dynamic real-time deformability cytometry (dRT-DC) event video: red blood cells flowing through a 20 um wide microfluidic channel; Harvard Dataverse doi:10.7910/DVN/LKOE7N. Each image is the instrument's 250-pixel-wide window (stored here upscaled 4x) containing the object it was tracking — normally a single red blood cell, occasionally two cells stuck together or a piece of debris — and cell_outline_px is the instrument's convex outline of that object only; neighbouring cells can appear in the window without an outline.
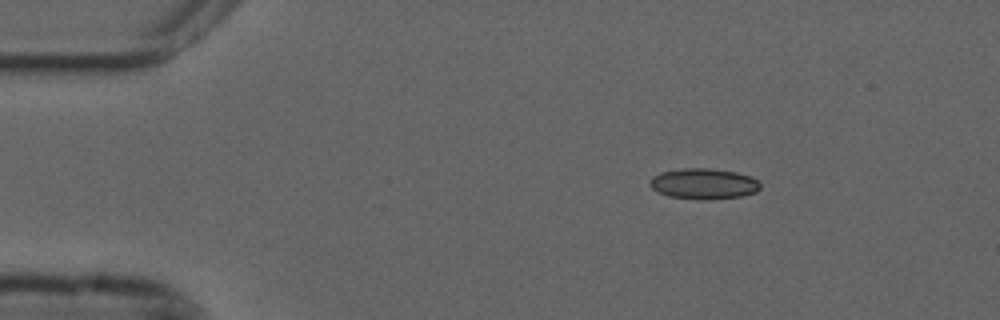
{"species": "common noctule bat (a hibernating species)", "species_latin": "Nyctalus noctula", "temperature_condition": "cold", "stored_images_in_passage": 47, "camera_frame_rate_fps": 3000, "um_per_image_px": 0.085, "animal": {"sex": "male", "forearm_length_mm": 52.5}, "frame": {"image": 1, "passage_image": 1, "time_ms": 0.0, "image_size_px": [1000, 320], "cell_outline_px": [[760, 188], [756, 192], [740, 196], [708, 200], [696, 200], [668, 196], [652, 188], [652, 176], [660, 172], [684, 168], [708, 168], [736, 172], [752, 176], [760, 184]], "centroid_in_image_um": [59.84, 15.62], "position_along_channel_um": 25.2, "area_um2": 19.71}}
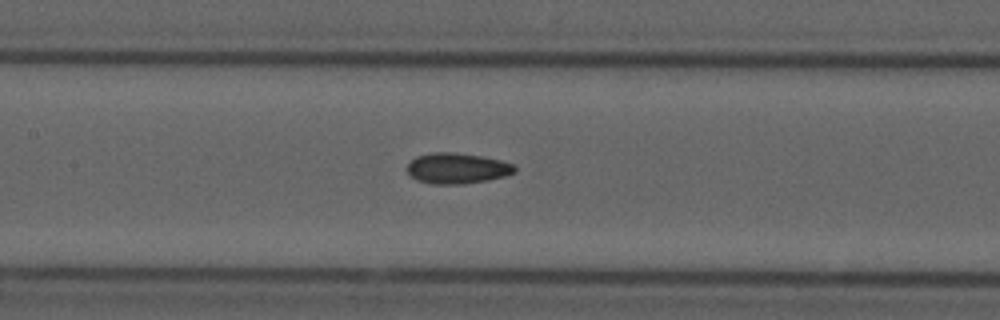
{"frame": {"image": 2, "passage_image": 18, "time_ms": 5.667, "image_size_px": [1000, 320], "cell_outline_px": [[516, 172], [504, 176], [488, 180], [464, 184], [432, 184], [416, 180], [404, 168], [416, 156], [432, 152], [452, 152], [480, 156], [500, 160], [512, 164], [516, 168]], "centroid_in_image_um": [38.82, 14.31], "position_along_channel_um": 168.6, "area_um2": 19.25}}
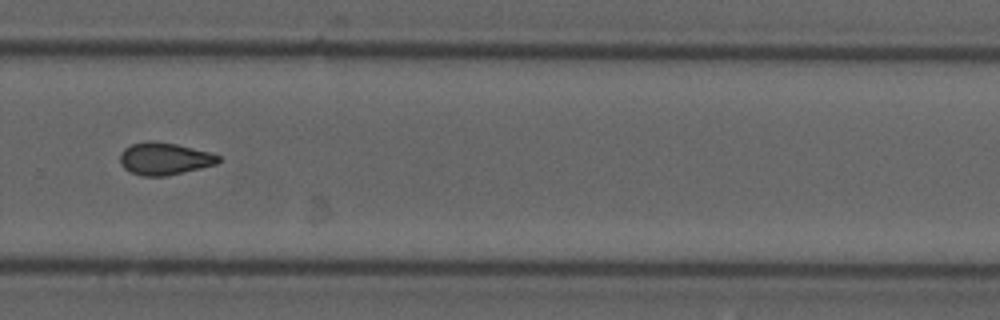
{"frame": {"image": 3, "passage_image": 30, "time_ms": 9.667, "image_size_px": [1000, 320], "cell_outline_px": [[220, 160], [216, 164], [168, 176], [140, 176], [124, 168], [120, 164], [120, 152], [124, 148], [132, 144], [148, 140], [152, 140], [176, 144], [208, 152], [220, 156]], "centroid_in_image_um": [13.94, 13.49], "position_along_channel_um": 315.9, "area_um2": 18.5}, "authors_computed_cell_mechanics": {"area_um2": 18.5538, "velocity_mm_per_s": 3.6926, "shape_relaxation_time_tau1_ms": null, "shape_relaxation_time_tau2_ms": 5.1324, "deformation_change_tau1": null, "deformation_change_tau2": 0.0893}}